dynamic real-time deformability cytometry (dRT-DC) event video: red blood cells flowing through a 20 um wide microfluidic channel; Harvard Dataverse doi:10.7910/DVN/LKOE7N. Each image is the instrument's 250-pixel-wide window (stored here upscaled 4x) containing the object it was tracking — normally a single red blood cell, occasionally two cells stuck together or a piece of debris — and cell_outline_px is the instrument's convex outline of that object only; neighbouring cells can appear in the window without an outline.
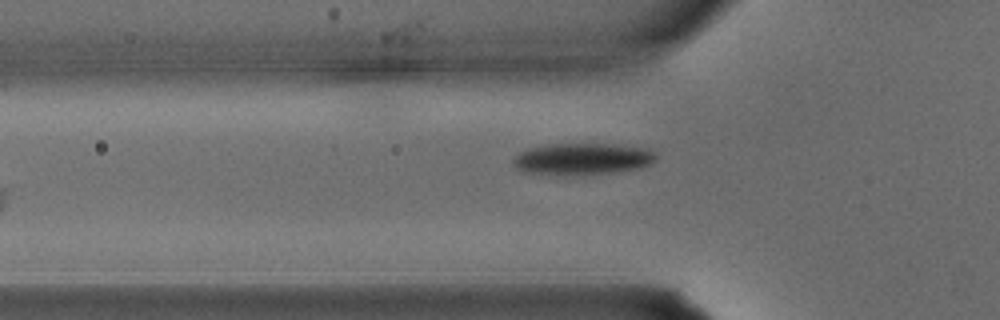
{"species": "common noctule bat (a hibernating species)", "species_latin": "Nyctalus noctula", "temperature_condition": "warm", "stored_images_in_passage": 3, "camera_frame_rate_fps": 3000, "um_per_image_px": 0.085, "animal": {"sex": "male", "body_mass_g": 15.6}, "frame": {"image": 1, "passage_image": 3, "time_ms": 0.667, "image_size_px": [1000, 320], "cell_outline_px": [[656, 160], [652, 164], [640, 168], [616, 172], [524, 172], [516, 168], [512, 164], [512, 160], [520, 152], [528, 148], [548, 144], [616, 144], [648, 148], [656, 152]], "centroid_in_image_um": [49.59, 13.45], "position_along_channel_um": 76.2, "area_um2": 25.55}}